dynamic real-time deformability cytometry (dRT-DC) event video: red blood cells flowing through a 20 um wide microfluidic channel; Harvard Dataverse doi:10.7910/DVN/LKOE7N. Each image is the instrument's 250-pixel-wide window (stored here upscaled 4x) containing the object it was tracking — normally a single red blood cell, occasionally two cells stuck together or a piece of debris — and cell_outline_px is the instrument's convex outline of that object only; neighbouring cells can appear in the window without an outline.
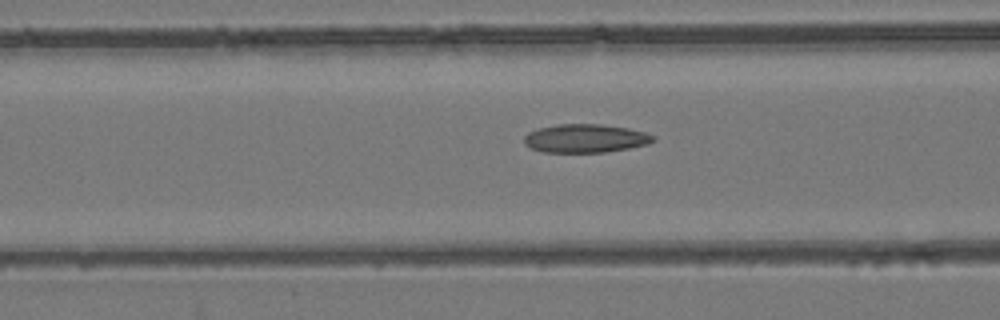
{"species": "common noctule bat (a hibernating species)", "species_latin": "Nyctalus noctula", "temperature_condition": "room temperature", "stored_images_in_passage": 31, "camera_frame_rate_fps": 3000, "um_per_image_px": 0.085, "animal": {"sex": "female", "body_mass_g": 24.6, "forearm_length_mm": 56.2}, "frame": {"image": 1, "passage_image": 4, "time_ms": 1.0, "image_size_px": [1000, 320], "cell_outline_px": [[656, 140], [648, 144], [628, 148], [604, 152], [540, 152], [528, 148], [524, 144], [524, 136], [528, 132], [540, 128], [556, 124], [600, 124], [628, 128], [644, 132], [656, 136]], "centroid_in_image_um": [49.73, 11.76], "position_along_channel_um": 116.9, "area_um2": 21.56}}
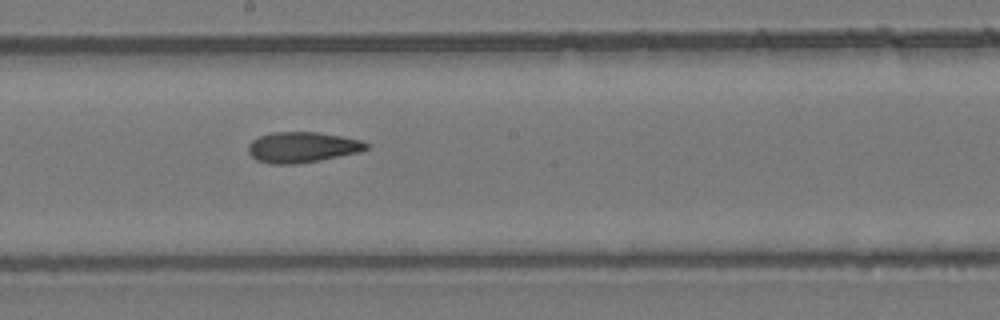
{"frame": {"image": 2, "passage_image": 12, "time_ms": 3.667, "image_size_px": [1000, 320], "cell_outline_px": [[368, 148], [360, 152], [320, 160], [296, 164], [268, 164], [256, 160], [248, 152], [248, 144], [252, 140], [260, 136], [272, 132], [316, 132], [344, 136], [360, 140], [368, 144]], "centroid_in_image_um": [25.67, 12.52], "position_along_channel_um": 222.5, "area_um2": 21.15}}
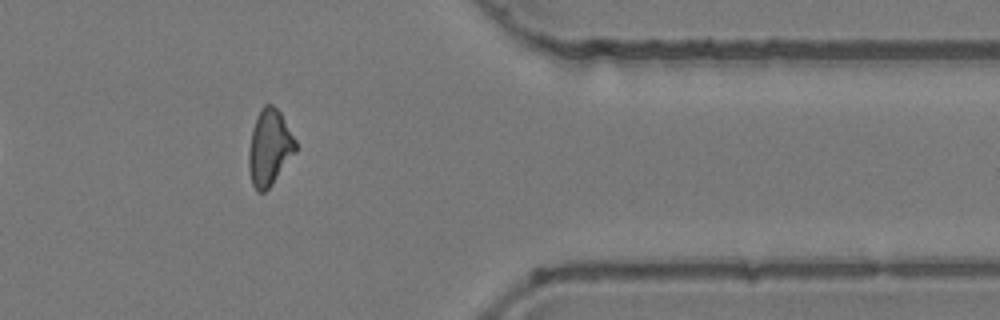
{"frame": {"image": 3, "passage_image": 26, "time_ms": 8.333, "image_size_px": [1000, 320], "cell_outline_px": [[296, 152], [272, 184], [264, 192], [256, 192], [252, 184], [248, 168], [248, 152], [252, 128], [260, 108], [264, 104], [272, 104], [280, 112], [296, 140]], "centroid_in_image_um": [22.89, 12.54], "position_along_channel_um": 388.5, "area_um2": 20.87}}